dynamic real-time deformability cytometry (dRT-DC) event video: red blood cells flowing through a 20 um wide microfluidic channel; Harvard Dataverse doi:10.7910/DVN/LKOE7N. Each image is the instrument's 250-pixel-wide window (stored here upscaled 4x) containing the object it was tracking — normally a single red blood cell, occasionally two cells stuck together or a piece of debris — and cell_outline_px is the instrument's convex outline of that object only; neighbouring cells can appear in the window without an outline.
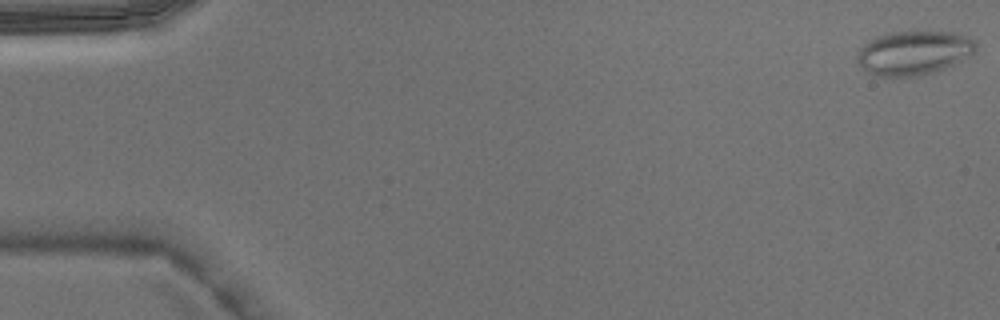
{"species": "Egyptian fruit bat (a non-hibernating species)", "species_latin": "Rousettus aegyptiacus", "temperature_condition": "warm", "stored_images_in_passage": 6, "camera_frame_rate_fps": 3000, "um_per_image_px": 0.085, "animal": {"sex": "male"}, "frame": {"image": 1, "passage_image": 1, "time_ms": 0.0, "image_size_px": [1000, 320], "cell_outline_px": [[976, 52], [944, 68], [932, 72], [916, 76], [876, 76], [868, 72], [856, 60], [856, 56], [860, 48], [868, 40], [876, 36], [888, 32], [960, 32], [976, 40]], "centroid_in_image_um": [77.67, 4.47], "position_along_channel_um": 7.3, "area_um2": 30.46}}